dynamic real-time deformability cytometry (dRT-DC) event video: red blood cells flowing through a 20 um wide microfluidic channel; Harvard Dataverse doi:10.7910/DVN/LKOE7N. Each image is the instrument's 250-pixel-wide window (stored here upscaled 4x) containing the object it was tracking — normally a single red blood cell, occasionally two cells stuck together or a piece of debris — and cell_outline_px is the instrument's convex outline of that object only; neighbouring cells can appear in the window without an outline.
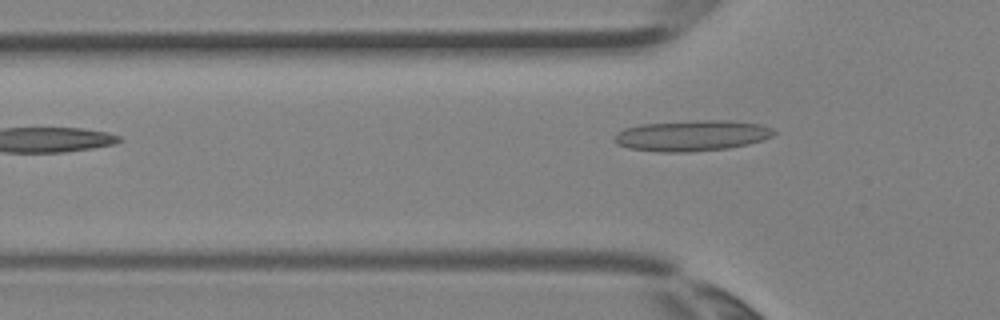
{"species": "Egyptian fruit bat (a non-hibernating species)", "species_latin": "Rousettus aegyptiacus", "temperature_condition": "room temperature", "stored_images_in_passage": 3, "camera_frame_rate_fps": 3000, "um_per_image_px": 0.085, "animal": {"sex": "female"}, "frame": {"image": 1, "passage_image": 3, "time_ms": 0.667, "image_size_px": [1000, 320], "cell_outline_px": [[776, 132], [772, 136], [748, 144], [728, 148], [688, 152], [660, 152], [628, 148], [616, 144], [616, 132], [624, 128], [640, 124], [696, 120], [732, 120], [760, 124], [772, 128]], "centroid_in_image_um": [58.8, 11.52], "position_along_channel_um": 67.0, "area_um2": 28.67}}